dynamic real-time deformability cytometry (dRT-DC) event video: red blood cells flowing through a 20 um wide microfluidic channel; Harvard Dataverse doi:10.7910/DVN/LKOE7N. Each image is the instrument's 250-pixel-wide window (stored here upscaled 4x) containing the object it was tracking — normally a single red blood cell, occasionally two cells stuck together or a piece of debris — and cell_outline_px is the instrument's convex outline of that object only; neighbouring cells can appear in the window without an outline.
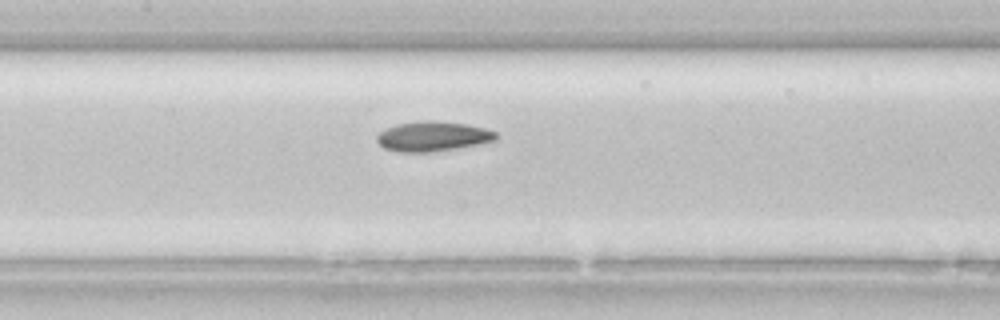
{"species": "common noctule bat (a hibernating species)", "species_latin": "Nyctalus noctula", "temperature_condition": "room temperature", "stored_images_in_passage": 33, "camera_frame_rate_fps": 3000, "um_per_image_px": 0.085, "animal": {"sex": "female", "body_mass_g": 22.7, "forearm_length_mm": 54.2}, "frame": {"image": 1, "passage_image": 11, "time_ms": 3.333, "image_size_px": [1000, 320], "cell_outline_px": [[496, 140], [480, 144], [432, 152], [400, 152], [384, 148], [376, 140], [376, 136], [380, 132], [396, 124], [428, 120], [432, 120], [468, 124], [484, 128], [496, 132]], "centroid_in_image_um": [36.79, 11.59], "position_along_channel_um": 170.6, "area_um2": 20.63}}
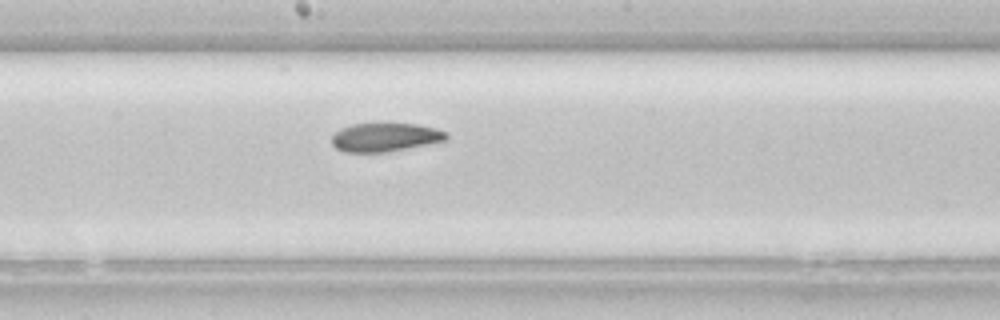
{"frame": {"image": 2, "passage_image": 14, "time_ms": 4.333, "image_size_px": [1000, 320], "cell_outline_px": [[448, 140], [384, 152], [344, 152], [336, 148], [332, 144], [332, 136], [340, 128], [352, 124], [416, 124], [448, 132]], "centroid_in_image_um": [32.71, 11.67], "position_along_channel_um": 215.5, "area_um2": 18.84}}
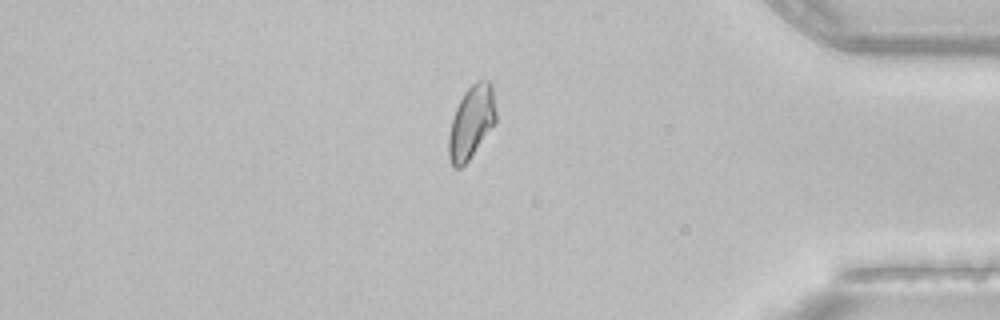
{"frame": {"image": 3, "passage_image": 28, "time_ms": 9.0, "image_size_px": [1000, 320], "cell_outline_px": [[496, 124], [468, 160], [460, 168], [452, 168], [448, 156], [448, 136], [452, 116], [464, 92], [476, 80], [488, 80], [492, 84], [496, 112]], "centroid_in_image_um": [40.06, 10.39], "position_along_channel_um": 395.1, "area_um2": 20.35}}